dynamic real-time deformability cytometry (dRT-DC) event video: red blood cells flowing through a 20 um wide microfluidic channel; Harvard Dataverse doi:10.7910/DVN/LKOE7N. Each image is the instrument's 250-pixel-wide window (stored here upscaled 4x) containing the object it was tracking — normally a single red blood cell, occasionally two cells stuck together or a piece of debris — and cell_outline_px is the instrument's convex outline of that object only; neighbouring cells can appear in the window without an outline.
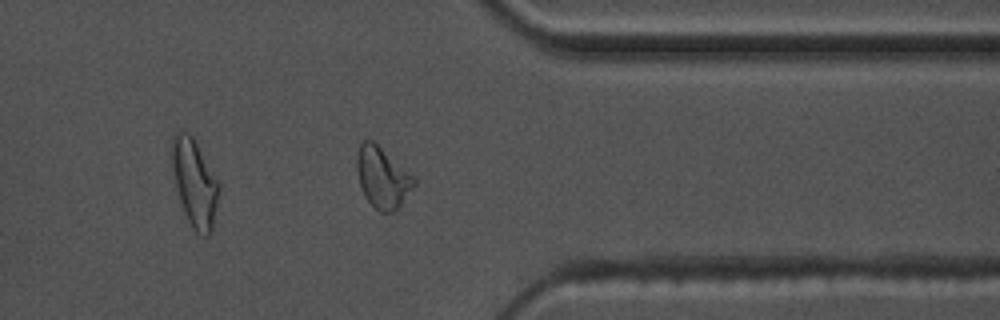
{"species": "common noctule bat (a hibernating species)", "species_latin": "Nyctalus noctula", "temperature_condition": "warm", "stored_images_in_passage": 45, "camera_frame_rate_fps": 3000, "um_per_image_px": 0.085, "animal": {"sex": "male", "body_mass_g": 17.5, "forearm_length_mm": 52.3}, "frame": {"image": 1, "passage_image": 32, "time_ms": 10.333, "image_size_px": [1000, 320], "cell_outline_px": [[416, 184], [400, 204], [392, 212], [380, 212], [364, 196], [360, 184], [356, 168], [356, 160], [360, 144], [364, 140], [372, 140], [412, 176], [416, 180]], "centroid_in_image_um": [32.48, 15.1], "position_along_channel_um": 378.9, "area_um2": 19.59}, "authors_computed_cell_mechanics": {"area_um2": 17.8602, "velocity_mm_per_s": 3.5943, "shape_relaxation_time_tau1_ms": 6.4953, "shape_relaxation_time_tau2_ms": 2.323, "deformation_change_tau1": 0.207, "deformation_change_tau2": 0.0825}}